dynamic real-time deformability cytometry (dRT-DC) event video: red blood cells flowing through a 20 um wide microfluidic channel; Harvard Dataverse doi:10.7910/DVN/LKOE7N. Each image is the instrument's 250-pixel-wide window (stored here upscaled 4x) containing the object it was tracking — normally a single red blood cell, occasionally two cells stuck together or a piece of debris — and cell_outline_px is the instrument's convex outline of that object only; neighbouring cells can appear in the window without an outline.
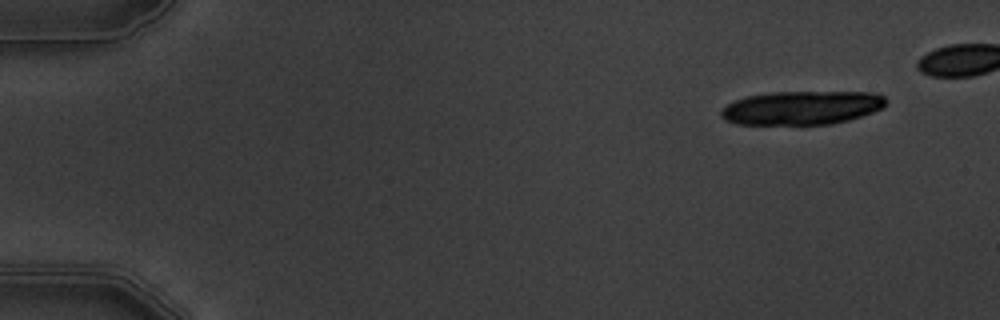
{"species": "common noctule bat (a hibernating species)", "species_latin": "Nyctalus noctula", "temperature_condition": "warm", "stored_images_in_passage": 6, "camera_frame_rate_fps": 3000, "um_per_image_px": 0.085, "animal": {"sex": "male", "body_mass_g": 19.5, "forearm_length_mm": 54.6}, "frame": {"image": 1, "passage_image": 1, "time_ms": 0.0, "image_size_px": [1000, 320], "cell_outline_px": [[888, 100], [884, 108], [848, 120], [832, 124], [736, 124], [724, 120], [720, 116], [720, 112], [728, 104], [736, 100], [748, 96], [772, 92], [872, 92], [884, 96]], "centroid_in_image_um": [68.18, 9.16], "position_along_channel_um": 16.8, "area_um2": 32.37}}